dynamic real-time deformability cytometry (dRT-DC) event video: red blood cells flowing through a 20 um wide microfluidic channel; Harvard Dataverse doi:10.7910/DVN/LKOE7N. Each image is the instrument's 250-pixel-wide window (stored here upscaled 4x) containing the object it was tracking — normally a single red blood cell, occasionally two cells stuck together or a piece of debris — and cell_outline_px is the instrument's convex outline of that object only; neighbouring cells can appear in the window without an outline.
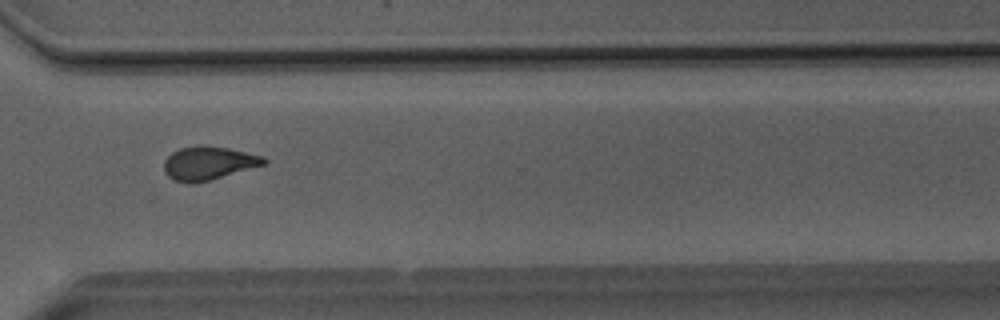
{"species": "Egyptian fruit bat (a non-hibernating species)", "species_latin": "Rousettus aegyptiacus", "temperature_condition": "room temperature", "stored_images_in_passage": 40, "camera_frame_rate_fps": 3000, "um_per_image_px": 0.085, "animal": {"sex": "male"}, "frame": {"image": 1, "passage_image": 34, "time_ms": 11.0, "image_size_px": [1000, 320], "cell_outline_px": [[268, 160], [264, 164], [208, 180], [192, 184], [176, 180], [168, 176], [164, 172], [164, 160], [172, 152], [180, 148], [196, 144], [204, 144], [228, 148], [264, 156]], "centroid_in_image_um": [17.69, 13.83], "position_along_channel_um": 352.9, "area_um2": 19.36}}
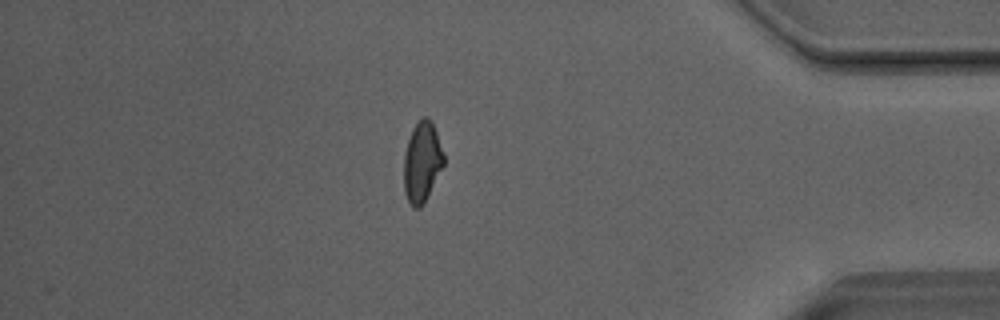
{"frame": {"image": 2, "passage_image": 40, "time_ms": 13.0, "image_size_px": [1000, 320], "cell_outline_px": [[444, 164], [420, 208], [412, 208], [404, 192], [404, 152], [412, 128], [420, 116], [428, 116], [432, 120], [444, 156]], "centroid_in_image_um": [35.85, 13.71], "position_along_channel_um": 399.4, "area_um2": 18.61}, "authors_computed_cell_mechanics": {"area_um2": 19.7965, "velocity_mm_per_s": 4.0756, "shape_relaxation_time_tau1_ms": 11.3464, "shape_relaxation_time_tau2_ms": 1.5311, "deformation_change_tau1": 0.2126, "deformation_change_tau2": 0.0767}}